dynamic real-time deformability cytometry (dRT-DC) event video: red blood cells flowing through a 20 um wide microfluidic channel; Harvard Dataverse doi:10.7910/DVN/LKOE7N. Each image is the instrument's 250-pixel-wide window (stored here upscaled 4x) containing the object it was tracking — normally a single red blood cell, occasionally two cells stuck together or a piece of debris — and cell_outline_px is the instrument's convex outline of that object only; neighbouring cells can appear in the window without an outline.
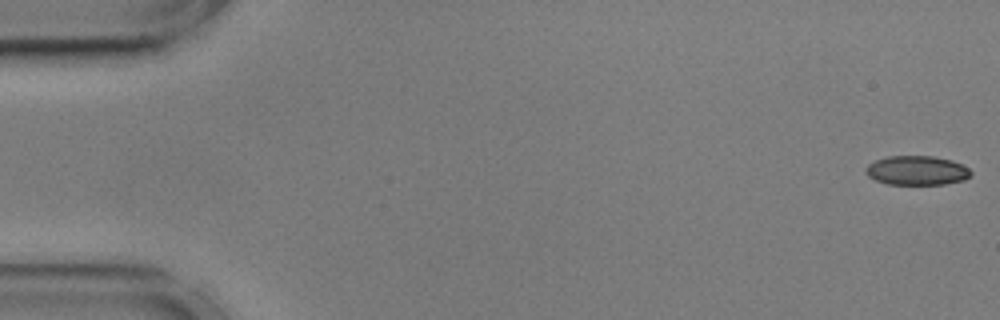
{"species": "common noctule bat (a hibernating species)", "species_latin": "Nyctalus noctula", "temperature_condition": "cold", "stored_images_in_passage": 56, "camera_frame_rate_fps": 3000, "um_per_image_px": 0.085, "animal": {"sex": "male", "body_mass_g": 17.9, "forearm_length_mm": 54.2}, "frame": {"image": 1, "passage_image": 1, "time_ms": 0.0, "image_size_px": [1000, 320], "cell_outline_px": [[972, 176], [964, 180], [944, 184], [888, 184], [876, 180], [868, 176], [864, 172], [864, 168], [868, 164], [876, 160], [888, 156], [932, 156], [952, 160], [968, 168], [972, 172]], "centroid_in_image_um": [77.92, 14.49], "position_along_channel_um": 7.1, "area_um2": 17.98}}
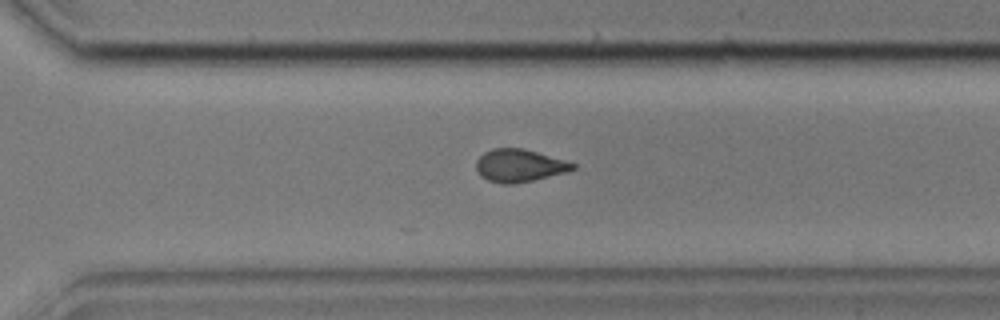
{"frame": {"image": 2, "passage_image": 39, "time_ms": 12.667, "image_size_px": [1000, 320], "cell_outline_px": [[576, 168], [568, 172], [516, 184], [500, 184], [488, 180], [480, 176], [476, 172], [476, 160], [484, 152], [492, 148], [524, 148], [564, 160], [576, 164]], "centroid_in_image_um": [44.12, 14.08], "position_along_channel_um": 326.5, "area_um2": 18.61}}
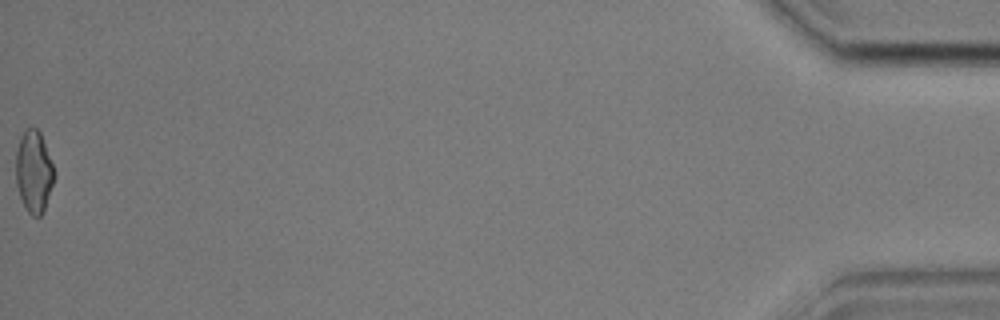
{"frame": {"image": 3, "passage_image": 56, "time_ms": 18.333, "image_size_px": [1000, 320], "cell_outline_px": [[56, 176], [44, 212], [40, 216], [32, 216], [24, 208], [16, 184], [16, 152], [20, 136], [28, 128], [36, 128], [40, 132], [56, 172]], "centroid_in_image_um": [2.89, 14.63], "position_along_channel_um": 432.3, "area_um2": 18.55}, "authors_computed_cell_mechanics": {"area_um2": 18.6694, "velocity_mm_per_s": 3.6026, "shape_relaxation_time_tau1_ms": null, "shape_relaxation_time_tau2_ms": 3.9382, "deformation_change_tau1": null, "deformation_change_tau2": 0.0879}}